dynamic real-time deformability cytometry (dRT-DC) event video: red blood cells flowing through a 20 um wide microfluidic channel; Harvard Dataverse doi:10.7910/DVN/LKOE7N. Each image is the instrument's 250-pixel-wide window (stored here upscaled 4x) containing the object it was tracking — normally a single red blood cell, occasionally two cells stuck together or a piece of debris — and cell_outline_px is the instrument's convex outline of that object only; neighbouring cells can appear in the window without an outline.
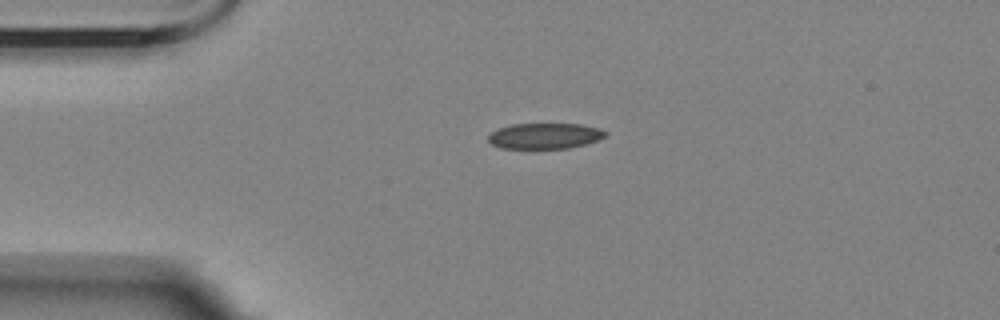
{"species": "Egyptian fruit bat (a non-hibernating species)", "species_latin": "Rousettus aegyptiacus", "temperature_condition": "room temperature", "stored_images_in_passage": 4, "camera_frame_rate_fps": 3000, "um_per_image_px": 0.085, "animal": {"sex": "female"}, "frame": {"image": 1, "passage_image": 4, "time_ms": 4.667, "image_size_px": [1000, 320], "cell_outline_px": [[608, 136], [584, 144], [568, 148], [500, 148], [492, 144], [488, 140], [488, 136], [492, 132], [500, 128], [512, 124], [580, 124], [600, 128], [608, 132]], "centroid_in_image_um": [46.34, 11.55], "position_along_channel_um": 38.7, "area_um2": 17.46}}